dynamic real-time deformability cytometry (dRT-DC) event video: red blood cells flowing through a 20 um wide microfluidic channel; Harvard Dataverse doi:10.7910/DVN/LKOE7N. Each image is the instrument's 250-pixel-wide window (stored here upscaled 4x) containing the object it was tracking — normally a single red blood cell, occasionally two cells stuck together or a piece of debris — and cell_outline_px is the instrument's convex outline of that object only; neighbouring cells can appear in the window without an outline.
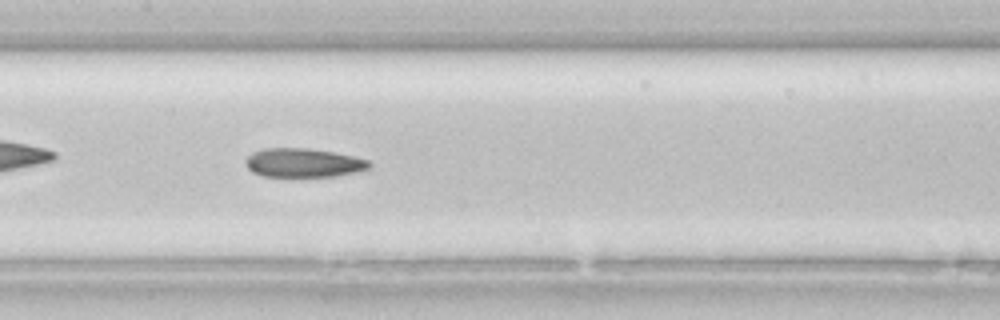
{"species": "common noctule bat (a hibernating species)", "species_latin": "Nyctalus noctula", "temperature_condition": "room temperature", "stored_images_in_passage": 33, "camera_frame_rate_fps": 3000, "um_per_image_px": 0.085, "animal": {"sex": "female", "body_mass_g": 22.7, "forearm_length_mm": 54.2}, "frame": {"image": 1, "passage_image": 10, "time_ms": 3.0, "image_size_px": [1000, 320], "cell_outline_px": [[372, 168], [356, 172], [336, 176], [264, 176], [252, 172], [244, 164], [244, 160], [252, 152], [264, 148], [308, 148], [356, 156], [368, 160], [372, 164]], "centroid_in_image_um": [25.8, 13.83], "position_along_channel_um": 181.6, "area_um2": 20.98}}